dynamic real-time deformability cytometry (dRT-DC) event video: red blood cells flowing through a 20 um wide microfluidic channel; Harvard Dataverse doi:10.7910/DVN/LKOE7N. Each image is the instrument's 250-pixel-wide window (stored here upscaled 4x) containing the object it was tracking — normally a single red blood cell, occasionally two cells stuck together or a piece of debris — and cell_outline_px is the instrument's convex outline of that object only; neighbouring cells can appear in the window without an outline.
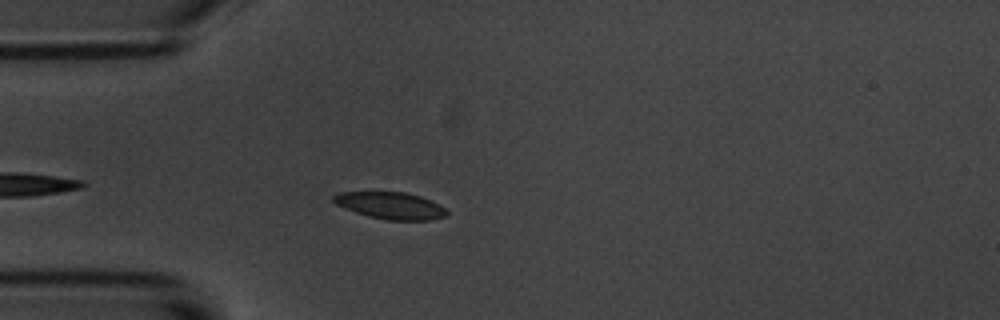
{"species": "common noctule bat (a hibernating species)", "species_latin": "Nyctalus noctula", "temperature_condition": "room temperature", "stored_images_in_passage": 44, "camera_frame_rate_fps": 3000, "um_per_image_px": 0.085, "animal": {"sex": "male", "body_mass_g": 20.1, "forearm_length_mm": 53.5}, "frame": {"image": 1, "passage_image": 5, "time_ms": 1.333, "image_size_px": [1000, 320], "cell_outline_px": [[448, 212], [444, 216], [432, 220], [388, 220], [368, 216], [356, 212], [336, 204], [332, 200], [332, 196], [340, 192], [404, 192], [420, 196], [432, 200], [440, 204]], "centroid_in_image_um": [33.21, 17.47], "position_along_channel_um": 51.8, "area_um2": 17.69}}
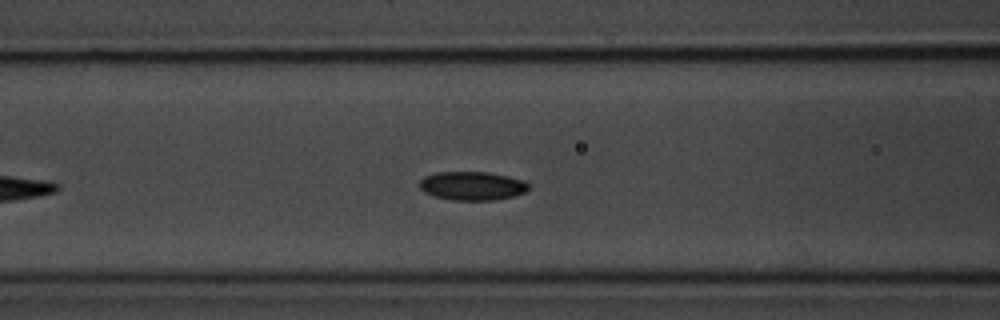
{"frame": {"image": 2, "passage_image": 12, "time_ms": 3.667, "image_size_px": [1000, 320], "cell_outline_px": [[532, 188], [516, 196], [496, 200], [452, 200], [432, 196], [424, 192], [420, 188], [420, 180], [424, 176], [436, 172], [488, 172], [508, 176], [524, 180], [532, 184]], "centroid_in_image_um": [40.19, 15.8], "position_along_channel_um": 126.4, "area_um2": 18.61}}
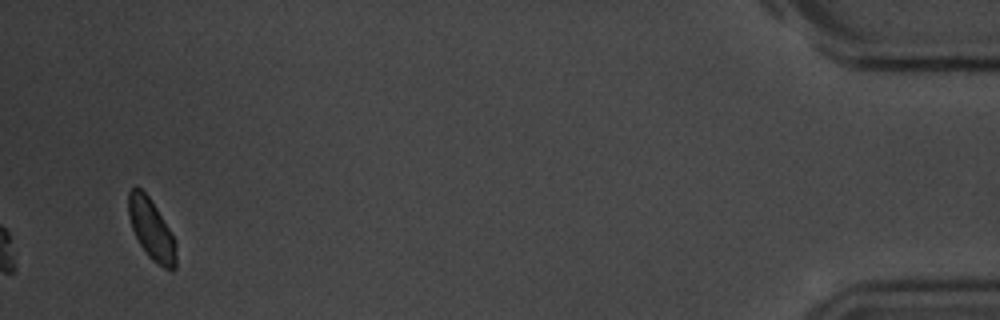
{"frame": {"image": 3, "passage_image": 44, "time_ms": 14.333, "image_size_px": [1000, 320], "cell_outline_px": [[176, 268], [172, 272], [164, 268], [152, 260], [148, 256], [140, 244], [132, 228], [128, 216], [128, 192], [136, 184], [148, 196], [156, 208], [176, 240]], "centroid_in_image_um": [12.87, 19.51], "position_along_channel_um": 422.3, "area_um2": 16.88}, "authors_computed_cell_mechanics": {"area_um2": 17.629, "velocity_mm_per_s": 3.554, "shape_relaxation_time_tau1_ms": 0.4724, "shape_relaxation_time_tau2_ms": null, "deformation_change_tau1": 0.038, "deformation_change_tau2": null}}